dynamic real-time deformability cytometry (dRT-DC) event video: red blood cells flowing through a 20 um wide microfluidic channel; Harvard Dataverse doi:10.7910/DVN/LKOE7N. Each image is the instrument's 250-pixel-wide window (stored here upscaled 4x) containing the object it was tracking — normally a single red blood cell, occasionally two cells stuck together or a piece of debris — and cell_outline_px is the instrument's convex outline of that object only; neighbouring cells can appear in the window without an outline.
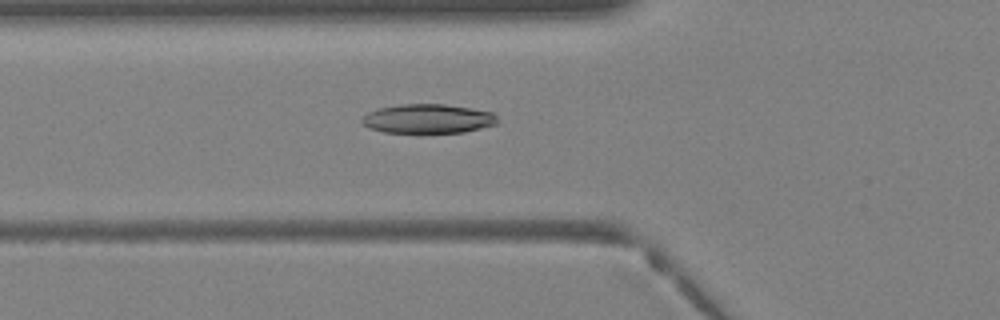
{"species": "Egyptian fruit bat (a non-hibernating species)", "species_latin": "Rousettus aegyptiacus", "temperature_condition": "warm", "stored_images_in_passage": 34, "camera_frame_rate_fps": 3000, "um_per_image_px": 0.085, "animal": {"sex": "female"}, "frame": {"image": 1, "passage_image": 9, "time_ms": 2.667, "image_size_px": [1000, 320], "cell_outline_px": [[500, 120], [496, 124], [464, 132], [384, 132], [368, 128], [360, 120], [368, 112], [376, 108], [400, 104], [444, 104], [492, 112]], "centroid_in_image_um": [36.35, 10.08], "position_along_channel_um": 89.5, "area_um2": 22.95}}
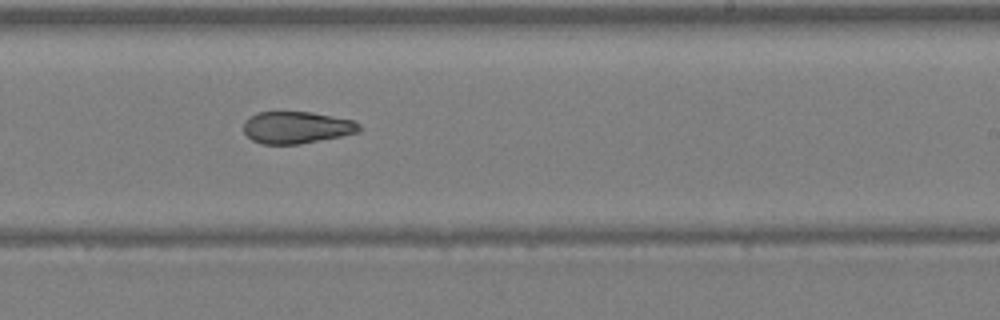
{"frame": {"image": 2, "passage_image": 19, "time_ms": 6.0, "image_size_px": [1000, 320], "cell_outline_px": [[360, 132], [300, 144], [264, 144], [252, 140], [244, 132], [244, 120], [260, 112], [312, 112], [352, 120], [360, 124]], "centroid_in_image_um": [25.21, 10.84], "position_along_channel_um": 263.8, "area_um2": 21.39}}
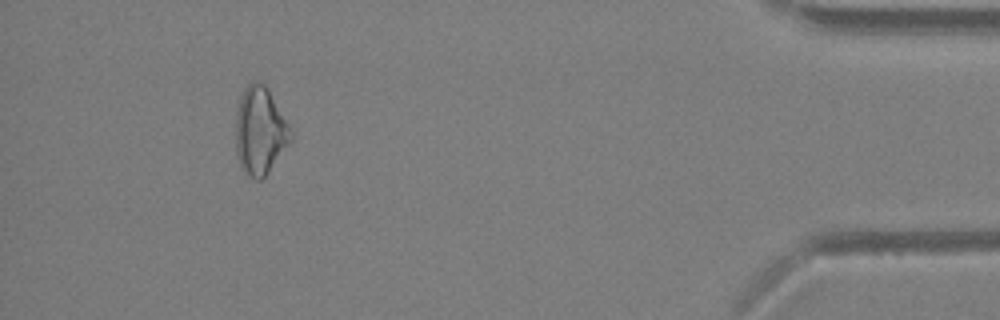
{"frame": {"image": 3, "passage_image": 31, "time_ms": 10.0, "image_size_px": [1000, 320], "cell_outline_px": [[292, 140], [268, 172], [260, 180], [256, 180], [248, 176], [240, 168], [236, 152], [236, 112], [240, 96], [244, 88], [252, 80], [260, 80], [268, 88], [288, 124], [292, 132]], "centroid_in_image_um": [22.08, 11.11], "position_along_channel_um": 413.1, "area_um2": 28.26}}